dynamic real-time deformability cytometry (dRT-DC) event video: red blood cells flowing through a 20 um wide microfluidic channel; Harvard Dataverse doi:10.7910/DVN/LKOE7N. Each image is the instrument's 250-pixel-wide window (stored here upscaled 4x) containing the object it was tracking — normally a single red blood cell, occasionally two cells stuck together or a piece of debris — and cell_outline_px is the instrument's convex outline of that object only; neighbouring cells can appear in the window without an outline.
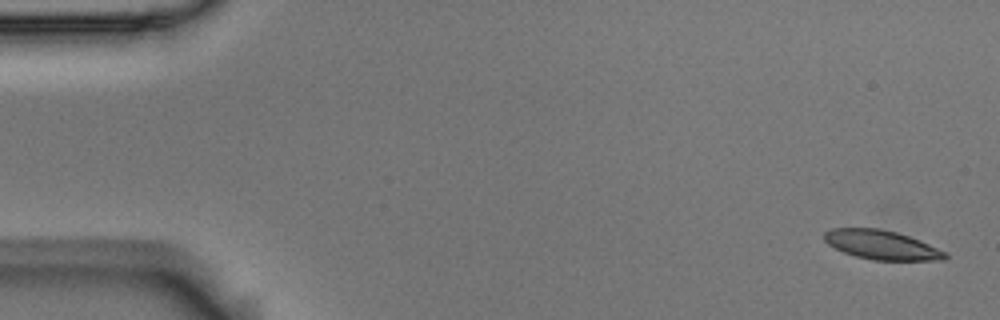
{"species": "Egyptian fruit bat (a non-hibernating species)", "species_latin": "Rousettus aegyptiacus", "temperature_condition": "room temperature", "stored_images_in_passage": 6, "camera_frame_rate_fps": 3000, "um_per_image_px": 0.085, "animal": {"sex": "male"}, "frame": {"image": 1, "passage_image": 1, "time_ms": 0.0, "image_size_px": [1000, 320], "cell_outline_px": [[948, 256], [944, 260], [872, 260], [856, 256], [844, 252], [828, 244], [824, 240], [824, 232], [832, 228], [880, 228], [896, 232], [920, 240], [944, 252]], "centroid_in_image_um": [74.9, 20.81], "position_along_channel_um": 10.1, "area_um2": 20.35}}